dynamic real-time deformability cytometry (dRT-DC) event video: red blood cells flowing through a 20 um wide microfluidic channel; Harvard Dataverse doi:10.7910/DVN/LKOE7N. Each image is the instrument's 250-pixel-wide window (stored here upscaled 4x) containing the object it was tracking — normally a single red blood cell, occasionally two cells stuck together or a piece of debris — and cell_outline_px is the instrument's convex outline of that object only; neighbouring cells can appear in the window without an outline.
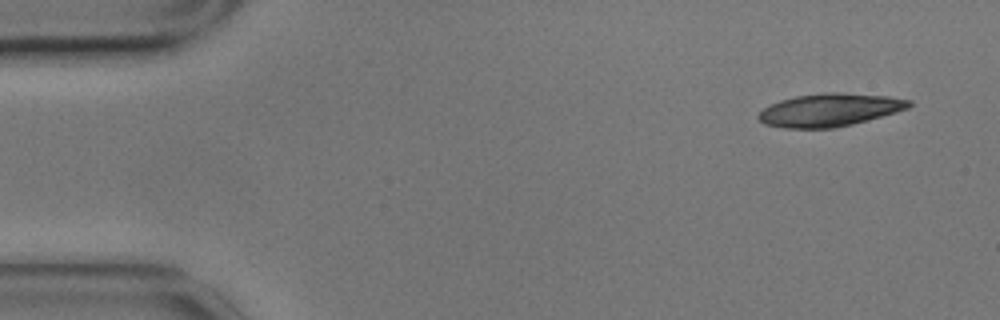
{"species": "common noctule bat (a hibernating species)", "species_latin": "Nyctalus noctula", "temperature_condition": "cold", "stored_images_in_passage": 8, "camera_frame_rate_fps": 3000, "um_per_image_px": 0.085, "animal": {"sex": "male", "body_mass_g": 17.9}, "frame": {"image": 1, "passage_image": 1, "time_ms": 0.0, "image_size_px": [1000, 320], "cell_outline_px": [[912, 104], [908, 108], [896, 112], [868, 120], [836, 128], [784, 128], [764, 124], [756, 116], [764, 108], [780, 100], [796, 96], [828, 92], [840, 92], [888, 96], [912, 100]], "centroid_in_image_um": [70.53, 9.34], "position_along_channel_um": 14.5, "area_um2": 28.84}}